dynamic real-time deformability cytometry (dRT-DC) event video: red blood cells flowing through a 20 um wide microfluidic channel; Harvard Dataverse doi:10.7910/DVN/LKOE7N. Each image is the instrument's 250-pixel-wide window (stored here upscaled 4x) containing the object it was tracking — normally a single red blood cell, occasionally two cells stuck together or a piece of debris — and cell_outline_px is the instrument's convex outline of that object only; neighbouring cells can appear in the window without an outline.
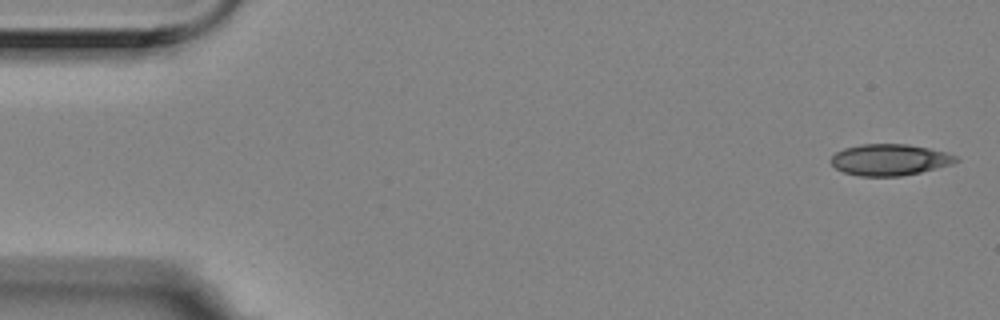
{"species": "Egyptian fruit bat (a non-hibernating species)", "species_latin": "Rousettus aegyptiacus", "temperature_condition": "room temperature", "stored_images_in_passage": 5, "segment_of_instrument_passage": [1, 2], "camera_frame_rate_fps": 3000, "um_per_image_px": 0.085, "animal": {"sex": "female"}, "frame": {"image": 1, "passage_image": 1, "time_ms": 0.0, "image_size_px": [1000, 320], "cell_outline_px": [[960, 160], [952, 164], [920, 172], [900, 176], [860, 176], [844, 172], [836, 168], [828, 160], [836, 152], [844, 148], [860, 144], [908, 144], [928, 148], [944, 152], [956, 156]], "centroid_in_image_um": [75.59, 13.57], "position_along_channel_um": 9.4, "area_um2": 22.77}}
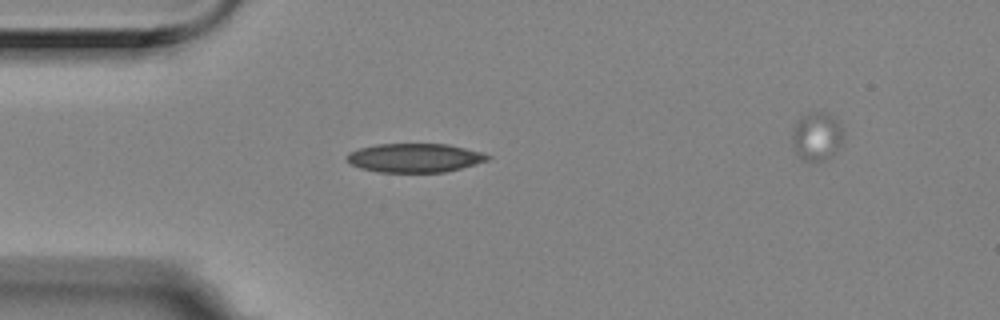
{"frame": {"image": 2, "passage_image": 4, "time_ms": 1.0, "image_size_px": [1000, 320], "cell_outline_px": [[492, 156], [488, 160], [476, 164], [444, 172], [380, 172], [360, 168], [352, 164], [348, 160], [348, 156], [352, 152], [360, 148], [376, 144], [448, 144], [484, 152]], "centroid_in_image_um": [35.32, 13.41], "position_along_channel_um": 49.7, "area_um2": 23.52}}